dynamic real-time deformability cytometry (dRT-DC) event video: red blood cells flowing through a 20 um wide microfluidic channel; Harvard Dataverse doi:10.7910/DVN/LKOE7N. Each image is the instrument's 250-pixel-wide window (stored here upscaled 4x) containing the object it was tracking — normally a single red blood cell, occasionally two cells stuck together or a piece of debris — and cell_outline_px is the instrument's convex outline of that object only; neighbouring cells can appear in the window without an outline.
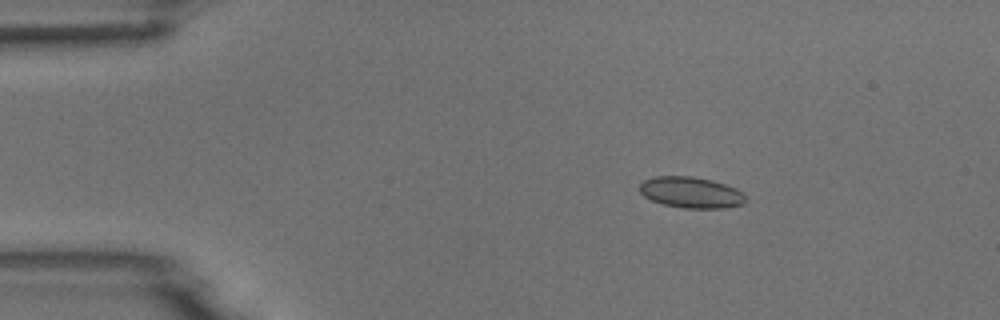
{"species": "common noctule bat (a hibernating species)", "species_latin": "Nyctalus noctula", "temperature_condition": "room temperature", "stored_images_in_passage": 2, "camera_frame_rate_fps": 3000, "um_per_image_px": 0.085, "animal": {"sex": "male", "body_mass_g": 18.8}, "frame": {"image": 1, "passage_image": 2, "time_ms": 2.0, "image_size_px": [1000, 320], "cell_outline_px": [[744, 204], [724, 208], [684, 208], [664, 204], [652, 200], [644, 196], [640, 192], [640, 184], [644, 180], [656, 176], [692, 176], [712, 180], [736, 188], [744, 196]], "centroid_in_image_um": [58.72, 16.35], "position_along_channel_um": 26.3, "area_um2": 19.02}}